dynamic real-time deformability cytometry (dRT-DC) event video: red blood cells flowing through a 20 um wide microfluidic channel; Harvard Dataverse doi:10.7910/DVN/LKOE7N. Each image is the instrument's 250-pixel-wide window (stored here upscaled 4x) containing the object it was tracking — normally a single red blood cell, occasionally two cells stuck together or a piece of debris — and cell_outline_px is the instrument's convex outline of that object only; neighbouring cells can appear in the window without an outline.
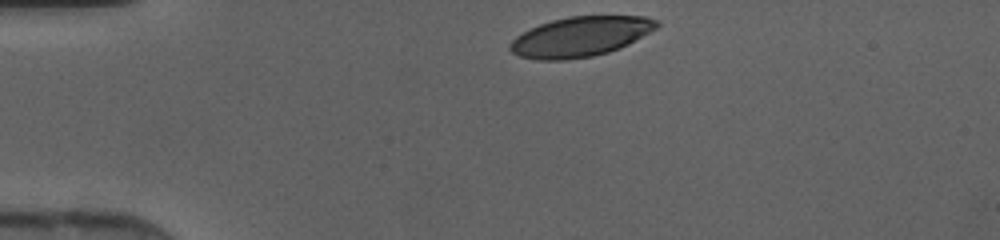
{"species": "human", "species_latin": "Homo sapiens", "temperature_condition": "cold", "stored_images_in_passage": 29, "camera_frame_rate_fps": 3000, "um_per_image_px": 0.085, "donor": {"sex": "female"}, "frame": {"image": 1, "passage_image": 1, "time_ms": 0.0, "image_size_px": [1000, 240], "cell_outline_px": [[660, 24], [656, 28], [628, 44], [620, 48], [608, 52], [592, 56], [564, 60], [536, 60], [520, 56], [512, 52], [508, 48], [508, 44], [516, 36], [540, 24], [552, 20], [568, 16], [644, 16], [656, 20]], "centroid_in_image_um": [49.31, 3.12], "position_along_channel_um": 35.7, "area_um2": 33.93}}
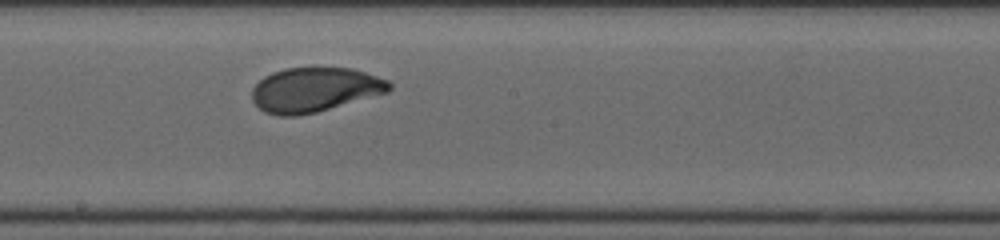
{"frame": {"image": 2, "passage_image": 17, "time_ms": 5.333, "image_size_px": [1000, 240], "cell_outline_px": [[392, 88], [388, 92], [316, 112], [296, 116], [280, 116], [264, 112], [252, 100], [252, 88], [264, 76], [272, 72], [284, 68], [352, 68], [388, 80], [392, 84]], "centroid_in_image_um": [26.73, 7.62], "position_along_channel_um": 221.5, "area_um2": 35.43}}
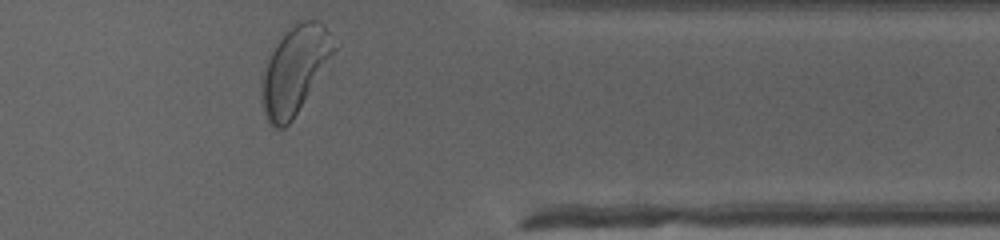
{"frame": {"image": 3, "passage_image": 29, "time_ms": 9.333, "image_size_px": [1000, 240], "cell_outline_px": [[340, 44], [292, 120], [284, 128], [276, 128], [268, 124], [260, 100], [260, 72], [268, 52], [272, 44], [296, 24], [304, 20], [316, 20]], "centroid_in_image_um": [24.98, 5.96], "position_along_channel_um": 386.4, "area_um2": 37.34}}